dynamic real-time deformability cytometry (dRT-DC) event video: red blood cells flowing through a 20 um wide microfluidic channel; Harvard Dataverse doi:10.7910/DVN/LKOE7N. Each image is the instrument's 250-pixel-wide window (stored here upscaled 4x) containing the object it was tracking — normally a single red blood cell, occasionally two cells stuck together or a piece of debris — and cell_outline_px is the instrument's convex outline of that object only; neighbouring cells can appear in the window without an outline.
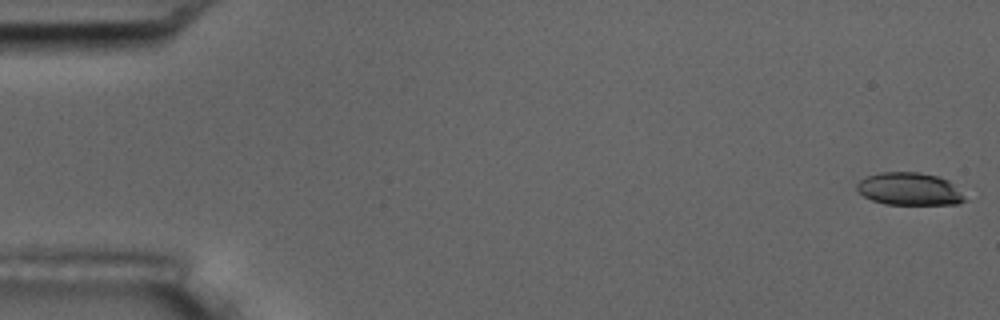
{"species": "common noctule bat (a hibernating species)", "species_latin": "Nyctalus noctula", "temperature_condition": "room temperature", "stored_images_in_passage": 5, "camera_frame_rate_fps": 3000, "um_per_image_px": 0.085, "animal": {"sex": "male", "body_mass_g": 17.5, "forearm_length_mm": 52.3}, "frame": {"image": 1, "passage_image": 1, "time_ms": 0.0, "image_size_px": [1000, 320], "cell_outline_px": [[968, 200], [956, 204], [884, 204], [872, 200], [864, 196], [856, 188], [856, 184], [860, 180], [868, 176], [880, 172], [920, 172], [936, 176], [948, 180]], "centroid_in_image_um": [77.28, 16.06], "position_along_channel_um": 7.7, "area_um2": 20.35}}
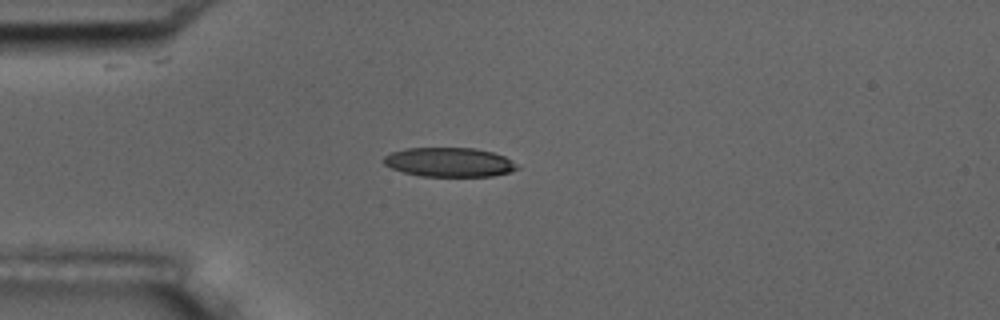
{"frame": {"image": 2, "passage_image": 5, "time_ms": 4.667, "image_size_px": [1000, 320], "cell_outline_px": [[520, 168], [512, 172], [492, 176], [420, 176], [404, 172], [392, 168], [384, 164], [384, 156], [392, 152], [404, 148], [476, 148], [492, 152], [504, 156], [516, 164]], "centroid_in_image_um": [38.2, 13.79], "position_along_channel_um": 46.8, "area_um2": 22.72}}